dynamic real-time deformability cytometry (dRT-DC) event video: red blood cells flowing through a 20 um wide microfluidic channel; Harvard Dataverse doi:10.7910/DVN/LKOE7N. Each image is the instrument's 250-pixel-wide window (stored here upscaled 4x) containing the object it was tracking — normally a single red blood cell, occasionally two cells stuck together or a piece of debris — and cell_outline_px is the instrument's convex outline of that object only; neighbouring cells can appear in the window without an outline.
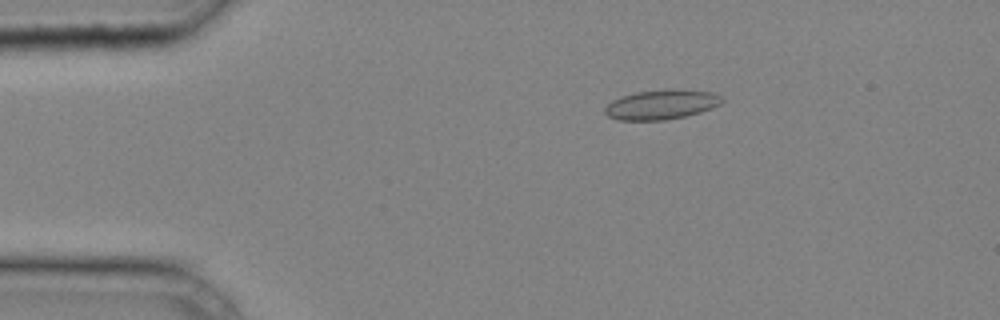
{"species": "common noctule bat (a hibernating species)", "species_latin": "Nyctalus noctula", "temperature_condition": "cold", "stored_images_in_passage": 39, "camera_frame_rate_fps": 3000, "um_per_image_px": 0.085, "animal": {"sex": "male", "body_mass_g": 20.4}, "frame": {"image": 1, "passage_image": 8, "time_ms": 2.333, "image_size_px": [1000, 320], "cell_outline_px": [[724, 100], [720, 104], [712, 108], [700, 112], [684, 116], [664, 120], [616, 120], [608, 116], [604, 112], [604, 108], [612, 100], [620, 96], [636, 92], [668, 88], [672, 88], [712, 92], [720, 96]], "centroid_in_image_um": [56.2, 8.87], "position_along_channel_um": 28.8, "area_um2": 20.4}}
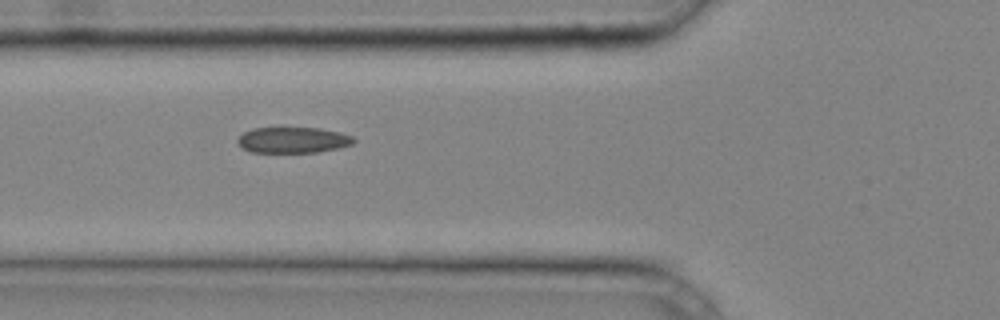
{"frame": {"image": 2, "passage_image": 16, "time_ms": 5.0, "image_size_px": [1000, 320], "cell_outline_px": [[356, 140], [352, 144], [340, 148], [316, 152], [252, 152], [244, 148], [236, 140], [244, 132], [252, 128], [320, 128], [340, 132], [352, 136]], "centroid_in_image_um": [24.94, 11.9], "position_along_channel_um": 100.9, "area_um2": 17.4}}
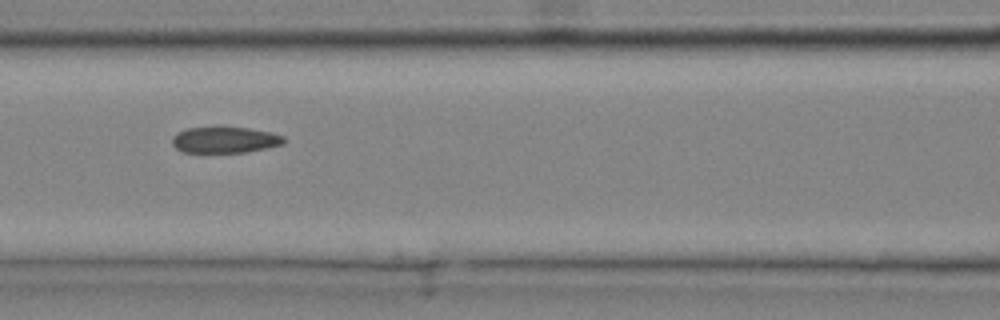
{"frame": {"image": 3, "passage_image": 19, "time_ms": 6.0, "image_size_px": [1000, 320], "cell_outline_px": [[284, 144], [248, 152], [184, 152], [176, 148], [172, 144], [172, 136], [176, 132], [188, 128], [216, 124], [248, 128], [268, 132], [284, 136]], "centroid_in_image_um": [19.06, 11.85], "position_along_channel_um": 147.5, "area_um2": 17.63}}